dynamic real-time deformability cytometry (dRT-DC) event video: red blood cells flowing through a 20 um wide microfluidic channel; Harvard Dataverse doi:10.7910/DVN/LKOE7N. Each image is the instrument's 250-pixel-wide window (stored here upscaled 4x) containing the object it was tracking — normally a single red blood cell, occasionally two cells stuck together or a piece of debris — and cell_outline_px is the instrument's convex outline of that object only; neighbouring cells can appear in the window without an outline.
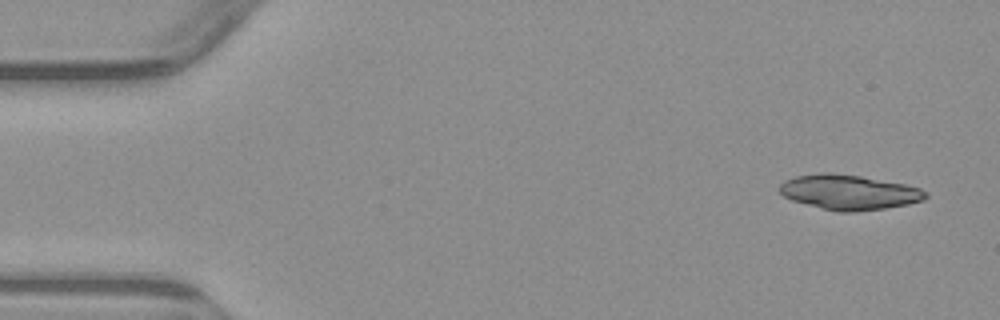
{"species": "common noctule bat (a hibernating species)", "species_latin": "Nyctalus noctula", "temperature_condition": "warm", "stored_images_in_passage": 4, "camera_frame_rate_fps": 3000, "um_per_image_px": 0.085, "animal": {"sex": "male", "body_mass_g": 23.1, "forearm_length_mm": 52.7}, "frame": {"image": 1, "passage_image": 1, "time_ms": 0.0, "image_size_px": [1000, 320], "cell_outline_px": [[928, 196], [924, 200], [908, 204], [884, 208], [852, 212], [840, 212], [792, 200], [784, 196], [780, 192], [780, 184], [784, 180], [796, 176], [820, 172], [832, 172], [860, 176], [904, 184], [920, 188]], "centroid_in_image_um": [72.15, 16.32], "position_along_channel_um": 12.8, "area_um2": 29.42}}